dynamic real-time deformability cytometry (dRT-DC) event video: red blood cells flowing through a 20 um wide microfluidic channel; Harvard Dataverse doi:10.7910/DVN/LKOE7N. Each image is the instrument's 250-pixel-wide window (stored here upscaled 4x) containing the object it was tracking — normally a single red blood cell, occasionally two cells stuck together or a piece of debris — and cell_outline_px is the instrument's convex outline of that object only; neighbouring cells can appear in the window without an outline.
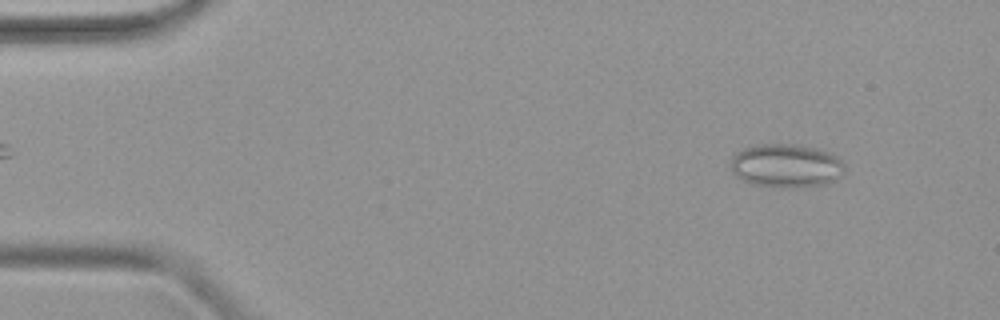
{"species": "common noctule bat (a hibernating species)", "species_latin": "Nyctalus noctula", "temperature_condition": "warm", "stored_images_in_passage": 46, "camera_frame_rate_fps": 3000, "um_per_image_px": 0.085, "animal": {"sex": "female", "body_mass_g": 19.9}, "frame": {"image": 1, "passage_image": 4, "time_ms": 1.0, "image_size_px": [1000, 320], "cell_outline_px": [[844, 172], [840, 176], [824, 184], [784, 188], [752, 184], [736, 176], [732, 172], [732, 156], [736, 152], [744, 148], [760, 144], [792, 144], [816, 148], [828, 152], [836, 156], [844, 164]], "centroid_in_image_um": [66.81, 14.08], "position_along_channel_um": 18.2, "area_um2": 28.67}}
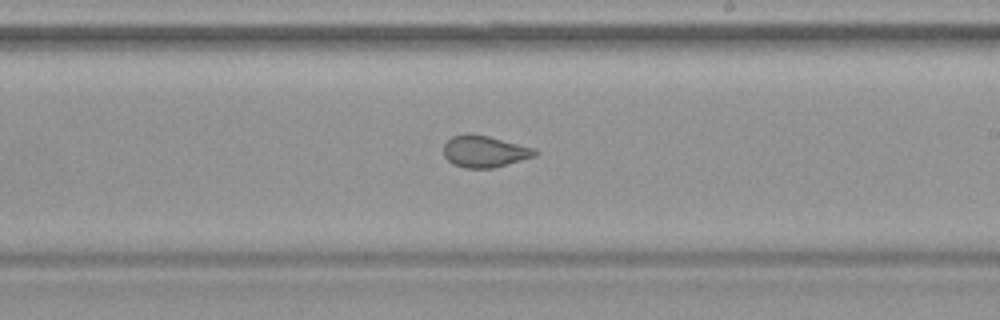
{"frame": {"image": 2, "passage_image": 27, "time_ms": 8.667, "image_size_px": [1000, 320], "cell_outline_px": [[536, 156], [492, 168], [464, 168], [452, 164], [444, 156], [444, 144], [452, 136], [468, 132], [488, 136], [532, 148], [536, 152]], "centroid_in_image_um": [41.12, 12.87], "position_along_channel_um": 247.9, "area_um2": 16.7}}
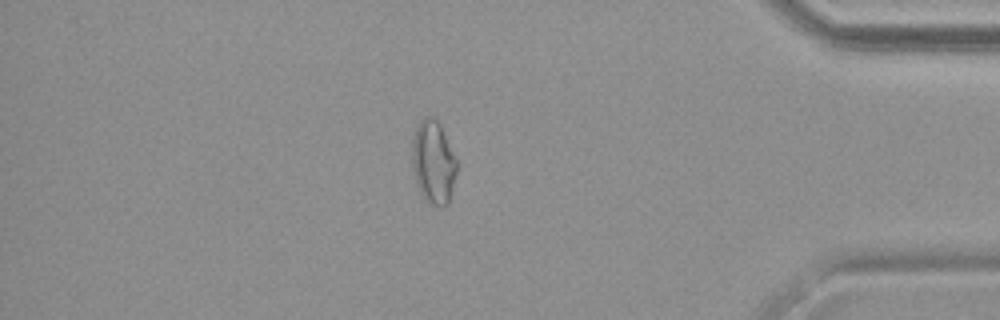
{"frame": {"image": 3, "passage_image": 40, "time_ms": 13.0, "image_size_px": [1000, 320], "cell_outline_px": [[456, 172], [448, 204], [432, 204], [424, 200], [420, 192], [412, 168], [412, 140], [416, 128], [420, 120], [424, 116], [432, 116], [440, 124], [456, 160]], "centroid_in_image_um": [36.8, 13.75], "position_along_channel_um": 398.4, "area_um2": 21.27}}